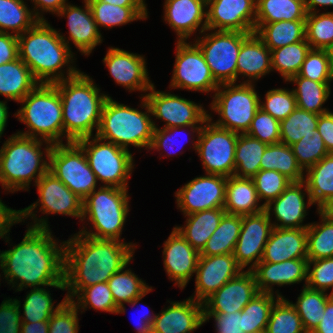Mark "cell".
I'll use <instances>...</instances> for the list:
<instances>
[{"label": "cell", "instance_id": "1", "mask_svg": "<svg viewBox=\"0 0 333 333\" xmlns=\"http://www.w3.org/2000/svg\"><path fill=\"white\" fill-rule=\"evenodd\" d=\"M60 244L50 229L28 227L19 244L0 251V269L7 283L12 288L17 285L16 291L40 286L64 291L65 241Z\"/></svg>", "mask_w": 333, "mask_h": 333}, {"label": "cell", "instance_id": "2", "mask_svg": "<svg viewBox=\"0 0 333 333\" xmlns=\"http://www.w3.org/2000/svg\"><path fill=\"white\" fill-rule=\"evenodd\" d=\"M136 244L96 239L80 233L65 241L64 283L67 301L84 288L107 282L133 259ZM67 288V289H66Z\"/></svg>", "mask_w": 333, "mask_h": 333}, {"label": "cell", "instance_id": "3", "mask_svg": "<svg viewBox=\"0 0 333 333\" xmlns=\"http://www.w3.org/2000/svg\"><path fill=\"white\" fill-rule=\"evenodd\" d=\"M17 37L19 58L39 83L54 84L73 77L80 71L70 64L74 62L75 56L71 48L47 20L38 21ZM66 65L67 76H64L62 68Z\"/></svg>", "mask_w": 333, "mask_h": 333}, {"label": "cell", "instance_id": "4", "mask_svg": "<svg viewBox=\"0 0 333 333\" xmlns=\"http://www.w3.org/2000/svg\"><path fill=\"white\" fill-rule=\"evenodd\" d=\"M62 103V117L66 141L93 136L100 124L106 94L90 76L79 71L75 76L56 82Z\"/></svg>", "mask_w": 333, "mask_h": 333}, {"label": "cell", "instance_id": "5", "mask_svg": "<svg viewBox=\"0 0 333 333\" xmlns=\"http://www.w3.org/2000/svg\"><path fill=\"white\" fill-rule=\"evenodd\" d=\"M46 145L43 158L41 146ZM52 144L40 139L13 134L0 148V184L5 191L27 190L49 170V153ZM43 158V159H42Z\"/></svg>", "mask_w": 333, "mask_h": 333}, {"label": "cell", "instance_id": "6", "mask_svg": "<svg viewBox=\"0 0 333 333\" xmlns=\"http://www.w3.org/2000/svg\"><path fill=\"white\" fill-rule=\"evenodd\" d=\"M141 98V107L147 110L145 112L120 104L109 96L104 103L95 135L127 150L129 145L149 149L156 125L151 119L147 100L144 96Z\"/></svg>", "mask_w": 333, "mask_h": 333}, {"label": "cell", "instance_id": "7", "mask_svg": "<svg viewBox=\"0 0 333 333\" xmlns=\"http://www.w3.org/2000/svg\"><path fill=\"white\" fill-rule=\"evenodd\" d=\"M19 103H22L23 107L17 110L15 116L29 130L19 131L17 134L40 139L52 145L63 143L62 138L65 136L62 103L55 83H39Z\"/></svg>", "mask_w": 333, "mask_h": 333}, {"label": "cell", "instance_id": "8", "mask_svg": "<svg viewBox=\"0 0 333 333\" xmlns=\"http://www.w3.org/2000/svg\"><path fill=\"white\" fill-rule=\"evenodd\" d=\"M127 188L101 186L83 200L82 221L86 218L92 223L88 231L85 226L78 233L96 238L121 241L120 236L129 212ZM88 216V217H87ZM87 230V231H86Z\"/></svg>", "mask_w": 333, "mask_h": 333}, {"label": "cell", "instance_id": "9", "mask_svg": "<svg viewBox=\"0 0 333 333\" xmlns=\"http://www.w3.org/2000/svg\"><path fill=\"white\" fill-rule=\"evenodd\" d=\"M213 98L211 110L220 116L213 124L238 134H246L260 108L261 97L258 96L254 84H220Z\"/></svg>", "mask_w": 333, "mask_h": 333}, {"label": "cell", "instance_id": "10", "mask_svg": "<svg viewBox=\"0 0 333 333\" xmlns=\"http://www.w3.org/2000/svg\"><path fill=\"white\" fill-rule=\"evenodd\" d=\"M94 136L75 142L83 149L97 181L105 183L103 186L128 188V179L134 168L133 155L127 149Z\"/></svg>", "mask_w": 333, "mask_h": 333}, {"label": "cell", "instance_id": "11", "mask_svg": "<svg viewBox=\"0 0 333 333\" xmlns=\"http://www.w3.org/2000/svg\"><path fill=\"white\" fill-rule=\"evenodd\" d=\"M39 201L19 210V222L28 217L34 220L28 227L49 230L48 218H37L33 211L41 205L42 214H63L79 218L82 221L83 200L74 194L63 182H61L49 170L36 182Z\"/></svg>", "mask_w": 333, "mask_h": 333}, {"label": "cell", "instance_id": "12", "mask_svg": "<svg viewBox=\"0 0 333 333\" xmlns=\"http://www.w3.org/2000/svg\"><path fill=\"white\" fill-rule=\"evenodd\" d=\"M49 171L82 200L96 189V175L83 149L75 141L52 146Z\"/></svg>", "mask_w": 333, "mask_h": 333}, {"label": "cell", "instance_id": "13", "mask_svg": "<svg viewBox=\"0 0 333 333\" xmlns=\"http://www.w3.org/2000/svg\"><path fill=\"white\" fill-rule=\"evenodd\" d=\"M211 118L208 115L192 146L201 158L206 173L233 176L238 133L214 125Z\"/></svg>", "mask_w": 333, "mask_h": 333}, {"label": "cell", "instance_id": "14", "mask_svg": "<svg viewBox=\"0 0 333 333\" xmlns=\"http://www.w3.org/2000/svg\"><path fill=\"white\" fill-rule=\"evenodd\" d=\"M252 33L217 31L198 37L196 44L202 51L214 79L219 84L236 83L237 58L242 43Z\"/></svg>", "mask_w": 333, "mask_h": 333}, {"label": "cell", "instance_id": "15", "mask_svg": "<svg viewBox=\"0 0 333 333\" xmlns=\"http://www.w3.org/2000/svg\"><path fill=\"white\" fill-rule=\"evenodd\" d=\"M175 53V65L169 88L204 93L216 91L220 84L214 79L202 51L196 43L177 41Z\"/></svg>", "mask_w": 333, "mask_h": 333}, {"label": "cell", "instance_id": "16", "mask_svg": "<svg viewBox=\"0 0 333 333\" xmlns=\"http://www.w3.org/2000/svg\"><path fill=\"white\" fill-rule=\"evenodd\" d=\"M143 96L148 102L152 117L166 122L163 128L202 126L208 120L209 114L202 105L175 94L155 91L154 84L149 93Z\"/></svg>", "mask_w": 333, "mask_h": 333}, {"label": "cell", "instance_id": "17", "mask_svg": "<svg viewBox=\"0 0 333 333\" xmlns=\"http://www.w3.org/2000/svg\"><path fill=\"white\" fill-rule=\"evenodd\" d=\"M227 177L206 173L176 191V203L184 215L224 208Z\"/></svg>", "mask_w": 333, "mask_h": 333}, {"label": "cell", "instance_id": "18", "mask_svg": "<svg viewBox=\"0 0 333 333\" xmlns=\"http://www.w3.org/2000/svg\"><path fill=\"white\" fill-rule=\"evenodd\" d=\"M273 228L271 217L265 210L242 216L241 230L233 255L243 271L249 264L251 265L248 270L251 271L261 261Z\"/></svg>", "mask_w": 333, "mask_h": 333}, {"label": "cell", "instance_id": "19", "mask_svg": "<svg viewBox=\"0 0 333 333\" xmlns=\"http://www.w3.org/2000/svg\"><path fill=\"white\" fill-rule=\"evenodd\" d=\"M206 16L207 31L254 33L256 0H207Z\"/></svg>", "mask_w": 333, "mask_h": 333}, {"label": "cell", "instance_id": "20", "mask_svg": "<svg viewBox=\"0 0 333 333\" xmlns=\"http://www.w3.org/2000/svg\"><path fill=\"white\" fill-rule=\"evenodd\" d=\"M242 270L233 254L199 256L195 277L196 289L191 298L203 303Z\"/></svg>", "mask_w": 333, "mask_h": 333}, {"label": "cell", "instance_id": "21", "mask_svg": "<svg viewBox=\"0 0 333 333\" xmlns=\"http://www.w3.org/2000/svg\"><path fill=\"white\" fill-rule=\"evenodd\" d=\"M258 293L253 272L242 271L203 302V312L204 314H226L242 311Z\"/></svg>", "mask_w": 333, "mask_h": 333}, {"label": "cell", "instance_id": "22", "mask_svg": "<svg viewBox=\"0 0 333 333\" xmlns=\"http://www.w3.org/2000/svg\"><path fill=\"white\" fill-rule=\"evenodd\" d=\"M115 82L130 91L147 92L153 83L149 80L144 56L123 49L109 48L103 58Z\"/></svg>", "mask_w": 333, "mask_h": 333}, {"label": "cell", "instance_id": "23", "mask_svg": "<svg viewBox=\"0 0 333 333\" xmlns=\"http://www.w3.org/2000/svg\"><path fill=\"white\" fill-rule=\"evenodd\" d=\"M302 188L305 190H302ZM306 194L308 204L305 203ZM311 205H313V203L309 196L306 183L304 181L291 182L290 185L276 199L272 200L265 207V211L269 216H271V212L274 211L273 213L277 220V223L276 221L272 223L274 227L307 229L310 223L305 225H302V223L303 219L307 215L306 209Z\"/></svg>", "mask_w": 333, "mask_h": 333}, {"label": "cell", "instance_id": "24", "mask_svg": "<svg viewBox=\"0 0 333 333\" xmlns=\"http://www.w3.org/2000/svg\"><path fill=\"white\" fill-rule=\"evenodd\" d=\"M163 247L164 270L175 285L184 289L196 273L200 253L175 228Z\"/></svg>", "mask_w": 333, "mask_h": 333}, {"label": "cell", "instance_id": "25", "mask_svg": "<svg viewBox=\"0 0 333 333\" xmlns=\"http://www.w3.org/2000/svg\"><path fill=\"white\" fill-rule=\"evenodd\" d=\"M170 305L156 315L151 333H192L204 324L203 303L189 297Z\"/></svg>", "mask_w": 333, "mask_h": 333}, {"label": "cell", "instance_id": "26", "mask_svg": "<svg viewBox=\"0 0 333 333\" xmlns=\"http://www.w3.org/2000/svg\"><path fill=\"white\" fill-rule=\"evenodd\" d=\"M164 6V20L176 32L178 41H186L198 27L199 33L207 32V0H165Z\"/></svg>", "mask_w": 333, "mask_h": 333}, {"label": "cell", "instance_id": "27", "mask_svg": "<svg viewBox=\"0 0 333 333\" xmlns=\"http://www.w3.org/2000/svg\"><path fill=\"white\" fill-rule=\"evenodd\" d=\"M84 3V8L66 4L57 15L66 16L68 19L69 39L66 40V37L59 33L64 42L70 48L71 40L81 53L88 56L103 40L87 0H84Z\"/></svg>", "mask_w": 333, "mask_h": 333}, {"label": "cell", "instance_id": "28", "mask_svg": "<svg viewBox=\"0 0 333 333\" xmlns=\"http://www.w3.org/2000/svg\"><path fill=\"white\" fill-rule=\"evenodd\" d=\"M259 292L274 294L272 285L307 284L308 259H290L278 263L260 261L252 270Z\"/></svg>", "mask_w": 333, "mask_h": 333}, {"label": "cell", "instance_id": "29", "mask_svg": "<svg viewBox=\"0 0 333 333\" xmlns=\"http://www.w3.org/2000/svg\"><path fill=\"white\" fill-rule=\"evenodd\" d=\"M290 259H307L306 229L274 227L261 261L278 263Z\"/></svg>", "mask_w": 333, "mask_h": 333}, {"label": "cell", "instance_id": "30", "mask_svg": "<svg viewBox=\"0 0 333 333\" xmlns=\"http://www.w3.org/2000/svg\"><path fill=\"white\" fill-rule=\"evenodd\" d=\"M271 71V50L254 32L241 45L237 58V79L243 75L248 77L244 83H252Z\"/></svg>", "mask_w": 333, "mask_h": 333}, {"label": "cell", "instance_id": "31", "mask_svg": "<svg viewBox=\"0 0 333 333\" xmlns=\"http://www.w3.org/2000/svg\"><path fill=\"white\" fill-rule=\"evenodd\" d=\"M252 178L227 177L224 210L227 214L252 215L265 210Z\"/></svg>", "mask_w": 333, "mask_h": 333}, {"label": "cell", "instance_id": "32", "mask_svg": "<svg viewBox=\"0 0 333 333\" xmlns=\"http://www.w3.org/2000/svg\"><path fill=\"white\" fill-rule=\"evenodd\" d=\"M39 82L28 66L17 58L0 65V95L15 102H20Z\"/></svg>", "mask_w": 333, "mask_h": 333}, {"label": "cell", "instance_id": "33", "mask_svg": "<svg viewBox=\"0 0 333 333\" xmlns=\"http://www.w3.org/2000/svg\"><path fill=\"white\" fill-rule=\"evenodd\" d=\"M225 213L224 208L195 212L185 215V217L187 216L185 226H175L174 228L200 253L219 226Z\"/></svg>", "mask_w": 333, "mask_h": 333}, {"label": "cell", "instance_id": "34", "mask_svg": "<svg viewBox=\"0 0 333 333\" xmlns=\"http://www.w3.org/2000/svg\"><path fill=\"white\" fill-rule=\"evenodd\" d=\"M123 267L120 271L113 274L107 281V284L112 292V296L116 305L118 306L116 314L125 313V303L130 304L132 307L137 305L142 298L152 291V286L146 285L142 279L132 272V270H124Z\"/></svg>", "mask_w": 333, "mask_h": 333}, {"label": "cell", "instance_id": "35", "mask_svg": "<svg viewBox=\"0 0 333 333\" xmlns=\"http://www.w3.org/2000/svg\"><path fill=\"white\" fill-rule=\"evenodd\" d=\"M305 173L304 182L311 201L317 204V210H322L333 200V153L323 157Z\"/></svg>", "mask_w": 333, "mask_h": 333}, {"label": "cell", "instance_id": "36", "mask_svg": "<svg viewBox=\"0 0 333 333\" xmlns=\"http://www.w3.org/2000/svg\"><path fill=\"white\" fill-rule=\"evenodd\" d=\"M255 34L270 49H278L306 38L305 20L255 23Z\"/></svg>", "mask_w": 333, "mask_h": 333}, {"label": "cell", "instance_id": "37", "mask_svg": "<svg viewBox=\"0 0 333 333\" xmlns=\"http://www.w3.org/2000/svg\"><path fill=\"white\" fill-rule=\"evenodd\" d=\"M288 82L297 85V88L292 90L298 108L318 115L329 112L322 106L330 96L331 82H316L301 76H292Z\"/></svg>", "mask_w": 333, "mask_h": 333}, {"label": "cell", "instance_id": "38", "mask_svg": "<svg viewBox=\"0 0 333 333\" xmlns=\"http://www.w3.org/2000/svg\"><path fill=\"white\" fill-rule=\"evenodd\" d=\"M242 216L225 213L220 224L206 242L200 256L233 254L240 234Z\"/></svg>", "mask_w": 333, "mask_h": 333}, {"label": "cell", "instance_id": "39", "mask_svg": "<svg viewBox=\"0 0 333 333\" xmlns=\"http://www.w3.org/2000/svg\"><path fill=\"white\" fill-rule=\"evenodd\" d=\"M260 170H276L292 182L304 181L305 173L299 166L289 145L270 144L261 157Z\"/></svg>", "mask_w": 333, "mask_h": 333}, {"label": "cell", "instance_id": "40", "mask_svg": "<svg viewBox=\"0 0 333 333\" xmlns=\"http://www.w3.org/2000/svg\"><path fill=\"white\" fill-rule=\"evenodd\" d=\"M267 146L268 144L247 134H238L234 176L241 178L254 177L260 171L261 157Z\"/></svg>", "mask_w": 333, "mask_h": 333}, {"label": "cell", "instance_id": "41", "mask_svg": "<svg viewBox=\"0 0 333 333\" xmlns=\"http://www.w3.org/2000/svg\"><path fill=\"white\" fill-rule=\"evenodd\" d=\"M97 27L112 28L131 23L135 20L147 19L146 7H121L101 1H87Z\"/></svg>", "mask_w": 333, "mask_h": 333}, {"label": "cell", "instance_id": "42", "mask_svg": "<svg viewBox=\"0 0 333 333\" xmlns=\"http://www.w3.org/2000/svg\"><path fill=\"white\" fill-rule=\"evenodd\" d=\"M304 0H256V22L305 20Z\"/></svg>", "mask_w": 333, "mask_h": 333}, {"label": "cell", "instance_id": "43", "mask_svg": "<svg viewBox=\"0 0 333 333\" xmlns=\"http://www.w3.org/2000/svg\"><path fill=\"white\" fill-rule=\"evenodd\" d=\"M274 294L259 292L241 311L242 330L244 333H264L268 324L270 313L275 302L284 297L276 292Z\"/></svg>", "mask_w": 333, "mask_h": 333}, {"label": "cell", "instance_id": "44", "mask_svg": "<svg viewBox=\"0 0 333 333\" xmlns=\"http://www.w3.org/2000/svg\"><path fill=\"white\" fill-rule=\"evenodd\" d=\"M330 298L331 295L304 285L297 302L294 304L291 302L307 333H312L324 318L326 303Z\"/></svg>", "mask_w": 333, "mask_h": 333}, {"label": "cell", "instance_id": "45", "mask_svg": "<svg viewBox=\"0 0 333 333\" xmlns=\"http://www.w3.org/2000/svg\"><path fill=\"white\" fill-rule=\"evenodd\" d=\"M317 212L321 223H310L306 229L308 260L333 257V219L322 210Z\"/></svg>", "mask_w": 333, "mask_h": 333}, {"label": "cell", "instance_id": "46", "mask_svg": "<svg viewBox=\"0 0 333 333\" xmlns=\"http://www.w3.org/2000/svg\"><path fill=\"white\" fill-rule=\"evenodd\" d=\"M23 0H0V32L20 35L39 20Z\"/></svg>", "mask_w": 333, "mask_h": 333}, {"label": "cell", "instance_id": "47", "mask_svg": "<svg viewBox=\"0 0 333 333\" xmlns=\"http://www.w3.org/2000/svg\"><path fill=\"white\" fill-rule=\"evenodd\" d=\"M311 49L305 38L303 41L271 50L272 71H278L285 82L288 81L298 74Z\"/></svg>", "mask_w": 333, "mask_h": 333}, {"label": "cell", "instance_id": "48", "mask_svg": "<svg viewBox=\"0 0 333 333\" xmlns=\"http://www.w3.org/2000/svg\"><path fill=\"white\" fill-rule=\"evenodd\" d=\"M319 115L298 107L280 122V143L291 146L301 138L313 137L317 129Z\"/></svg>", "mask_w": 333, "mask_h": 333}, {"label": "cell", "instance_id": "49", "mask_svg": "<svg viewBox=\"0 0 333 333\" xmlns=\"http://www.w3.org/2000/svg\"><path fill=\"white\" fill-rule=\"evenodd\" d=\"M43 287L32 288L23 304L22 323L48 322L50 317L67 301L64 299L54 307L51 293ZM55 308V309H54Z\"/></svg>", "mask_w": 333, "mask_h": 333}, {"label": "cell", "instance_id": "50", "mask_svg": "<svg viewBox=\"0 0 333 333\" xmlns=\"http://www.w3.org/2000/svg\"><path fill=\"white\" fill-rule=\"evenodd\" d=\"M264 333H307L292 303L280 297L272 307Z\"/></svg>", "mask_w": 333, "mask_h": 333}, {"label": "cell", "instance_id": "51", "mask_svg": "<svg viewBox=\"0 0 333 333\" xmlns=\"http://www.w3.org/2000/svg\"><path fill=\"white\" fill-rule=\"evenodd\" d=\"M305 34L312 49L328 50L333 43V11L307 13Z\"/></svg>", "mask_w": 333, "mask_h": 333}, {"label": "cell", "instance_id": "52", "mask_svg": "<svg viewBox=\"0 0 333 333\" xmlns=\"http://www.w3.org/2000/svg\"><path fill=\"white\" fill-rule=\"evenodd\" d=\"M76 296L77 302L73 299L71 300V303L78 310H86L89 306L94 310L116 314L118 306L114 301L107 282L88 286L82 289Z\"/></svg>", "mask_w": 333, "mask_h": 333}, {"label": "cell", "instance_id": "53", "mask_svg": "<svg viewBox=\"0 0 333 333\" xmlns=\"http://www.w3.org/2000/svg\"><path fill=\"white\" fill-rule=\"evenodd\" d=\"M295 76L316 82H331L333 80V66L328 51L311 49L301 65L300 71Z\"/></svg>", "mask_w": 333, "mask_h": 333}, {"label": "cell", "instance_id": "54", "mask_svg": "<svg viewBox=\"0 0 333 333\" xmlns=\"http://www.w3.org/2000/svg\"><path fill=\"white\" fill-rule=\"evenodd\" d=\"M313 135V137H303L290 146L296 156L297 163L303 171L314 166L329 154L317 129H315Z\"/></svg>", "mask_w": 333, "mask_h": 333}, {"label": "cell", "instance_id": "55", "mask_svg": "<svg viewBox=\"0 0 333 333\" xmlns=\"http://www.w3.org/2000/svg\"><path fill=\"white\" fill-rule=\"evenodd\" d=\"M252 180L255 184L259 200H265L266 207L276 199L292 182L285 175L276 170H260Z\"/></svg>", "mask_w": 333, "mask_h": 333}, {"label": "cell", "instance_id": "56", "mask_svg": "<svg viewBox=\"0 0 333 333\" xmlns=\"http://www.w3.org/2000/svg\"><path fill=\"white\" fill-rule=\"evenodd\" d=\"M259 107L281 122L297 107L293 90L271 89L265 95V102H259Z\"/></svg>", "mask_w": 333, "mask_h": 333}, {"label": "cell", "instance_id": "57", "mask_svg": "<svg viewBox=\"0 0 333 333\" xmlns=\"http://www.w3.org/2000/svg\"><path fill=\"white\" fill-rule=\"evenodd\" d=\"M246 134L268 145L280 143V122L259 108Z\"/></svg>", "mask_w": 333, "mask_h": 333}, {"label": "cell", "instance_id": "58", "mask_svg": "<svg viewBox=\"0 0 333 333\" xmlns=\"http://www.w3.org/2000/svg\"><path fill=\"white\" fill-rule=\"evenodd\" d=\"M306 286L323 292L332 288L333 292V257L308 260Z\"/></svg>", "mask_w": 333, "mask_h": 333}, {"label": "cell", "instance_id": "59", "mask_svg": "<svg viewBox=\"0 0 333 333\" xmlns=\"http://www.w3.org/2000/svg\"><path fill=\"white\" fill-rule=\"evenodd\" d=\"M79 310L66 301L49 319V333H78Z\"/></svg>", "mask_w": 333, "mask_h": 333}, {"label": "cell", "instance_id": "60", "mask_svg": "<svg viewBox=\"0 0 333 333\" xmlns=\"http://www.w3.org/2000/svg\"><path fill=\"white\" fill-rule=\"evenodd\" d=\"M20 305V301L15 298L3 300L0 305V333L21 332Z\"/></svg>", "mask_w": 333, "mask_h": 333}, {"label": "cell", "instance_id": "61", "mask_svg": "<svg viewBox=\"0 0 333 333\" xmlns=\"http://www.w3.org/2000/svg\"><path fill=\"white\" fill-rule=\"evenodd\" d=\"M201 127L202 126H183V127H171V128L155 127L149 150L157 149L159 151V150H162L165 148V149H167L165 151H170L175 146V144H176L175 141H177L176 135L179 136V132L181 130H184L185 128H191L190 131H192L193 133L196 132L198 135ZM180 133H182V131ZM174 135H175V137H174ZM168 149H170V150H168ZM171 154H172L171 152H168L169 156H171Z\"/></svg>", "mask_w": 333, "mask_h": 333}, {"label": "cell", "instance_id": "62", "mask_svg": "<svg viewBox=\"0 0 333 333\" xmlns=\"http://www.w3.org/2000/svg\"><path fill=\"white\" fill-rule=\"evenodd\" d=\"M215 320L217 333H244L242 328L241 311L226 314H204V323L210 318Z\"/></svg>", "mask_w": 333, "mask_h": 333}, {"label": "cell", "instance_id": "63", "mask_svg": "<svg viewBox=\"0 0 333 333\" xmlns=\"http://www.w3.org/2000/svg\"><path fill=\"white\" fill-rule=\"evenodd\" d=\"M19 58L17 35L0 32V65Z\"/></svg>", "mask_w": 333, "mask_h": 333}, {"label": "cell", "instance_id": "64", "mask_svg": "<svg viewBox=\"0 0 333 333\" xmlns=\"http://www.w3.org/2000/svg\"><path fill=\"white\" fill-rule=\"evenodd\" d=\"M317 130L320 133L324 145L329 153H333V112L320 114Z\"/></svg>", "mask_w": 333, "mask_h": 333}, {"label": "cell", "instance_id": "65", "mask_svg": "<svg viewBox=\"0 0 333 333\" xmlns=\"http://www.w3.org/2000/svg\"><path fill=\"white\" fill-rule=\"evenodd\" d=\"M19 223V210L9 208L0 200V237L10 241L7 233L10 232L11 226Z\"/></svg>", "mask_w": 333, "mask_h": 333}, {"label": "cell", "instance_id": "66", "mask_svg": "<svg viewBox=\"0 0 333 333\" xmlns=\"http://www.w3.org/2000/svg\"><path fill=\"white\" fill-rule=\"evenodd\" d=\"M34 3L33 13L39 21H46L44 16L39 12V9L42 12H52L57 14L67 3V0H31ZM36 8V9H35ZM41 14V15H40Z\"/></svg>", "mask_w": 333, "mask_h": 333}, {"label": "cell", "instance_id": "67", "mask_svg": "<svg viewBox=\"0 0 333 333\" xmlns=\"http://www.w3.org/2000/svg\"><path fill=\"white\" fill-rule=\"evenodd\" d=\"M322 321L312 333H333V298L331 297L324 311Z\"/></svg>", "mask_w": 333, "mask_h": 333}, {"label": "cell", "instance_id": "68", "mask_svg": "<svg viewBox=\"0 0 333 333\" xmlns=\"http://www.w3.org/2000/svg\"><path fill=\"white\" fill-rule=\"evenodd\" d=\"M20 333H49L48 322L22 323Z\"/></svg>", "mask_w": 333, "mask_h": 333}, {"label": "cell", "instance_id": "69", "mask_svg": "<svg viewBox=\"0 0 333 333\" xmlns=\"http://www.w3.org/2000/svg\"><path fill=\"white\" fill-rule=\"evenodd\" d=\"M144 313L143 315L141 314L142 317L139 318L138 322H140V324H138L139 327L137 326V333H151V326L154 322V319L156 318V314L151 315L150 313L146 312L144 315Z\"/></svg>", "mask_w": 333, "mask_h": 333}, {"label": "cell", "instance_id": "70", "mask_svg": "<svg viewBox=\"0 0 333 333\" xmlns=\"http://www.w3.org/2000/svg\"><path fill=\"white\" fill-rule=\"evenodd\" d=\"M87 1H101L109 4L118 5L121 7H147L145 0H87Z\"/></svg>", "mask_w": 333, "mask_h": 333}, {"label": "cell", "instance_id": "71", "mask_svg": "<svg viewBox=\"0 0 333 333\" xmlns=\"http://www.w3.org/2000/svg\"><path fill=\"white\" fill-rule=\"evenodd\" d=\"M307 13H315L318 6H333V0H304Z\"/></svg>", "mask_w": 333, "mask_h": 333}, {"label": "cell", "instance_id": "72", "mask_svg": "<svg viewBox=\"0 0 333 333\" xmlns=\"http://www.w3.org/2000/svg\"><path fill=\"white\" fill-rule=\"evenodd\" d=\"M7 102L0 101V137L2 136L8 119V107Z\"/></svg>", "mask_w": 333, "mask_h": 333}, {"label": "cell", "instance_id": "73", "mask_svg": "<svg viewBox=\"0 0 333 333\" xmlns=\"http://www.w3.org/2000/svg\"><path fill=\"white\" fill-rule=\"evenodd\" d=\"M322 211L327 214L331 219H333V200L327 204Z\"/></svg>", "mask_w": 333, "mask_h": 333}, {"label": "cell", "instance_id": "74", "mask_svg": "<svg viewBox=\"0 0 333 333\" xmlns=\"http://www.w3.org/2000/svg\"><path fill=\"white\" fill-rule=\"evenodd\" d=\"M327 51H328V54L330 55V59H331L332 66H333V43Z\"/></svg>", "mask_w": 333, "mask_h": 333}]
</instances>
